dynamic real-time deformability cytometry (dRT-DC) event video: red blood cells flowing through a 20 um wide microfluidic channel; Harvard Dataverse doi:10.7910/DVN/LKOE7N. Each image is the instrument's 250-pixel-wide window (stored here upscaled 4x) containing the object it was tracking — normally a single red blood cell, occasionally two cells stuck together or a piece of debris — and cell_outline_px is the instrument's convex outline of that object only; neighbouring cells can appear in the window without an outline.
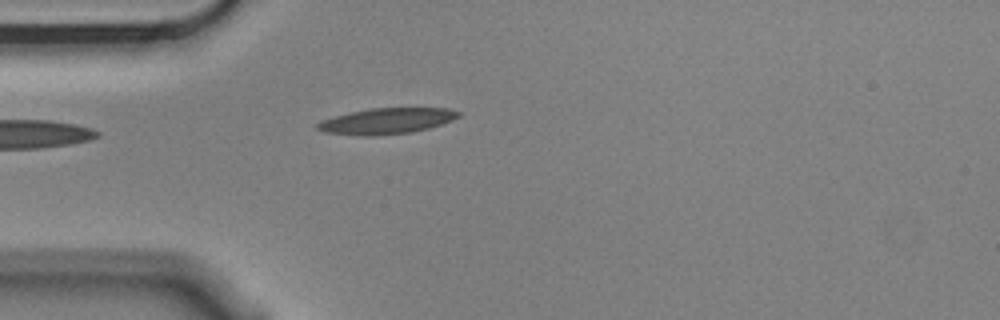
{"species": "Egyptian fruit bat (a non-hibernating species)", "species_latin": "Rousettus aegyptiacus", "temperature_condition": "cold", "stored_images_in_passage": 5, "camera_frame_rate_fps": 3000, "um_per_image_px": 0.085, "animal": {"sex": "male"}, "frame": {"image": 1, "passage_image": 5, "time_ms": 1.333, "image_size_px": [1000, 320], "cell_outline_px": [[460, 116], [452, 120], [428, 128], [412, 132], [372, 136], [360, 136], [324, 132], [316, 128], [316, 124], [320, 120], [368, 108], [448, 108], [460, 112]], "centroid_in_image_um": [32.84, 10.29], "position_along_channel_um": 52.2, "area_um2": 21.21}}